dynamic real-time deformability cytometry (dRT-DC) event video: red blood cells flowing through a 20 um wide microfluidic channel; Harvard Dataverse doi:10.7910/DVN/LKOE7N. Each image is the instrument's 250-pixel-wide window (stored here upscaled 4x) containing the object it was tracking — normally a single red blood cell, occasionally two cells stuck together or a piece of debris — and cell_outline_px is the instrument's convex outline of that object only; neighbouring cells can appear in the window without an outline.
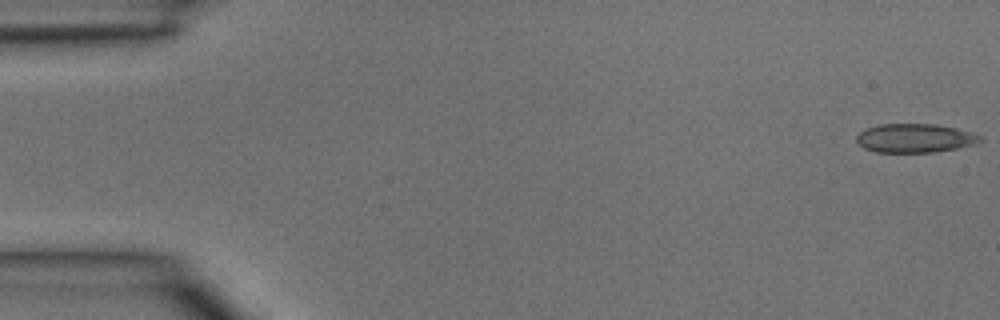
{"species": "common noctule bat (a hibernating species)", "species_latin": "Nyctalus noctula", "temperature_condition": "room temperature", "stored_images_in_passage": 39, "camera_frame_rate_fps": 3000, "um_per_image_px": 0.085, "animal": {"sex": "male", "body_mass_g": 15.6}, "frame": {"image": 1, "passage_image": 1, "time_ms": 0.0, "image_size_px": [1000, 320], "cell_outline_px": [[984, 140], [976, 144], [956, 148], [932, 152], [876, 152], [864, 148], [856, 140], [856, 136], [860, 132], [868, 128], [880, 124], [936, 124], [956, 128], [984, 136]], "centroid_in_image_um": [77.81, 11.74], "position_along_channel_um": 7.2, "area_um2": 20.75}}
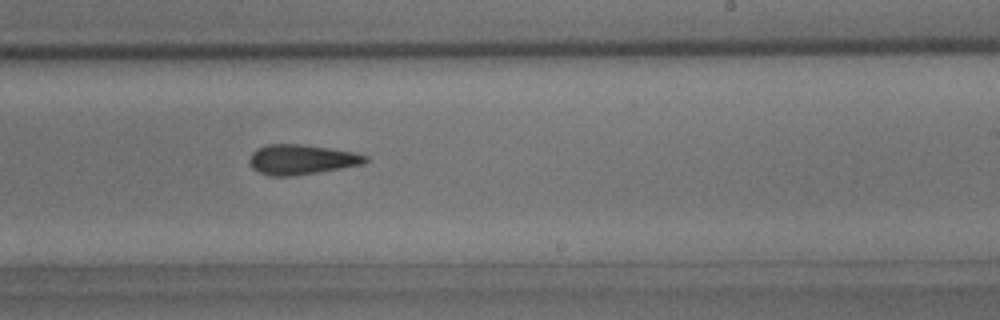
{"frame": {"image": 2, "passage_image": 24, "time_ms": 7.667, "image_size_px": [1000, 320], "cell_outline_px": [[368, 160], [364, 164], [292, 176], [268, 176], [252, 168], [248, 164], [248, 160], [252, 152], [256, 148], [268, 144], [300, 144], [356, 152], [368, 156]], "centroid_in_image_um": [25.59, 13.55], "position_along_channel_um": 263.4, "area_um2": 20.29}}
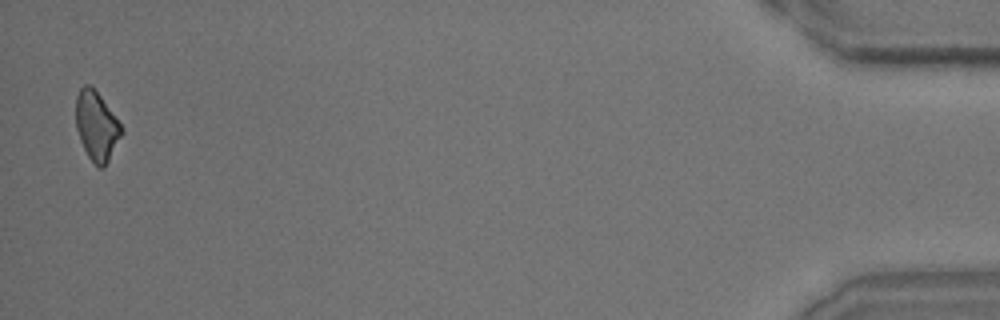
{"frame": {"image": 3, "passage_image": 39, "time_ms": 12.667, "image_size_px": [1000, 320], "cell_outline_px": [[124, 132], [104, 168], [100, 168], [88, 156], [80, 140], [76, 128], [76, 96], [80, 88], [84, 84], [92, 84], [124, 128]], "centroid_in_image_um": [8.22, 10.67], "position_along_channel_um": 427.0, "area_um2": 18.5}}